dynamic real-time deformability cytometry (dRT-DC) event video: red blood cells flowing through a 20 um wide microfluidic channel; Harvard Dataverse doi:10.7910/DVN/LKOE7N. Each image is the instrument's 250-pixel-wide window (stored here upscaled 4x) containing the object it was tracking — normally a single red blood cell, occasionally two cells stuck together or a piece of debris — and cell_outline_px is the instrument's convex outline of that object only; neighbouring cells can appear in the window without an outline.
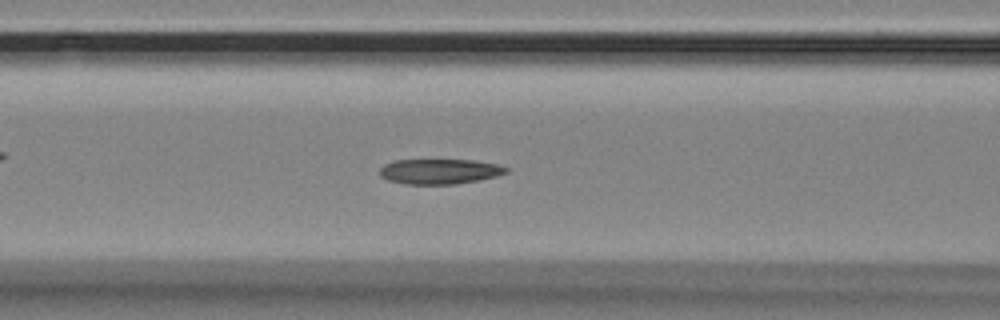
{"species": "Egyptian fruit bat (a non-hibernating species)", "species_latin": "Rousettus aegyptiacus", "temperature_condition": "room temperature", "stored_images_in_passage": 56, "camera_frame_rate_fps": 3000, "um_per_image_px": 0.085, "animal": {"sex": "female"}, "frame": {"image": 1, "passage_image": 22, "time_ms": 7.0, "image_size_px": [1000, 320], "cell_outline_px": [[508, 172], [496, 176], [456, 184], [404, 184], [388, 180], [380, 176], [380, 168], [384, 164], [396, 160], [472, 160], [496, 164], [508, 168]], "centroid_in_image_um": [37.33, 14.57], "position_along_channel_um": 129.3, "area_um2": 18.38}}
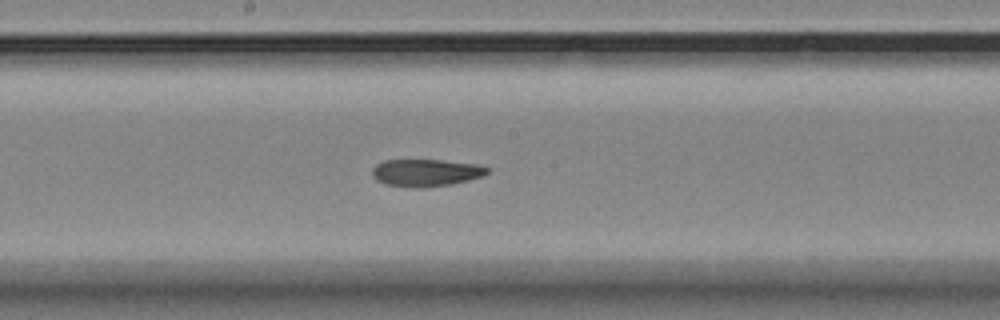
{"frame": {"image": 2, "passage_image": 29, "time_ms": 9.333, "image_size_px": [1000, 320], "cell_outline_px": [[488, 172], [484, 176], [452, 184], [420, 188], [416, 188], [384, 184], [376, 180], [372, 176], [372, 168], [376, 164], [384, 160], [440, 160], [476, 164], [488, 168]], "centroid_in_image_um": [36.17, 14.68], "position_along_channel_um": 212.0, "area_um2": 18.32}}
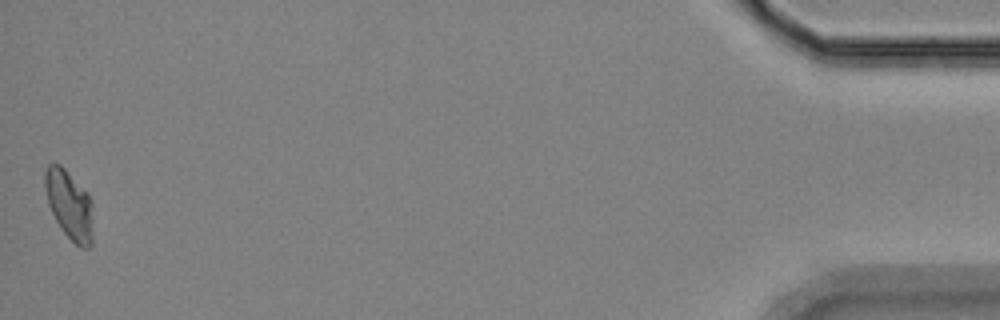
{"frame": {"image": 3, "passage_image": 55, "time_ms": 18.0, "image_size_px": [1000, 320], "cell_outline_px": [[92, 244], [88, 248], [80, 248], [64, 232], [56, 220], [48, 204], [44, 188], [44, 172], [48, 164], [60, 164], [88, 192], [92, 200]], "centroid_in_image_um": [5.9, 17.39], "position_along_channel_um": 429.3, "area_um2": 19.42}, "authors_computed_cell_mechanics": {"area_um2": 18.8139, "velocity_mm_per_s": 3.5417, "shape_relaxation_time_tau1_ms": null, "shape_relaxation_time_tau2_ms": 3.0564, "deformation_change_tau1": null, "deformation_change_tau2": 0.0875}}